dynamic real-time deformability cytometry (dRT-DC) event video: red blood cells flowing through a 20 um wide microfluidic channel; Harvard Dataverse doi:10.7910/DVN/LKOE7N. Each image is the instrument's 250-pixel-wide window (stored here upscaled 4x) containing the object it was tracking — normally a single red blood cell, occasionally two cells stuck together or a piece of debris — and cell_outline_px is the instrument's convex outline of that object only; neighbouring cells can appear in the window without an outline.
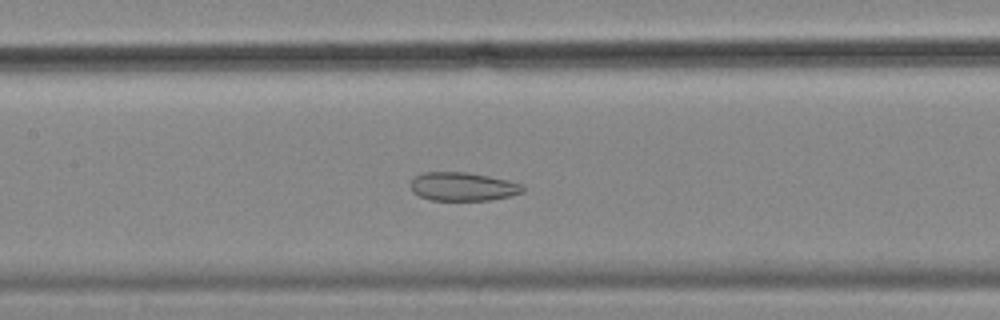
{"species": "common noctule bat (a hibernating species)", "species_latin": "Nyctalus noctula", "temperature_condition": "cold", "stored_images_in_passage": 37, "camera_frame_rate_fps": 3000, "um_per_image_px": 0.085, "animal": {"sex": "female", "body_mass_g": 18.4}, "frame": {"image": 1, "passage_image": 19, "time_ms": 6.0, "image_size_px": [1000, 320], "cell_outline_px": [[524, 192], [512, 196], [488, 200], [432, 200], [420, 196], [412, 192], [412, 180], [416, 176], [424, 172], [464, 172], [488, 176], [508, 180], [520, 184], [524, 188]], "centroid_in_image_um": [39.36, 15.86], "position_along_channel_um": 168.0, "area_um2": 18.5}}
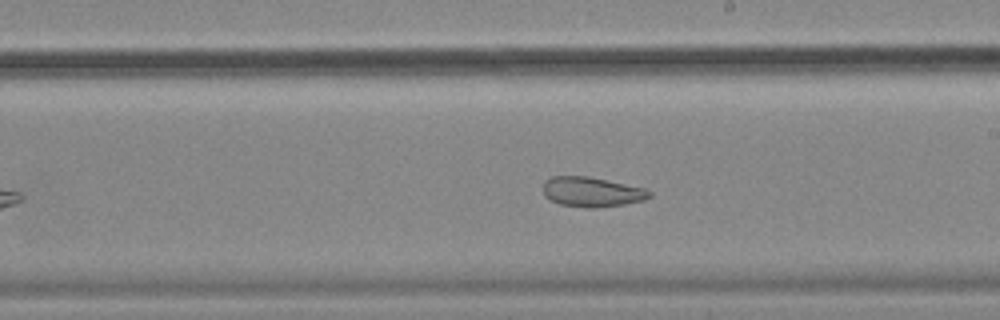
{"frame": {"image": 2, "passage_image": 25, "time_ms": 8.0, "image_size_px": [1000, 320], "cell_outline_px": [[652, 196], [644, 200], [624, 204], [596, 208], [588, 208], [560, 204], [544, 196], [544, 180], [552, 176], [588, 176], [644, 188], [652, 192]], "centroid_in_image_um": [50.31, 16.31], "position_along_channel_um": 238.7, "area_um2": 18.44}}
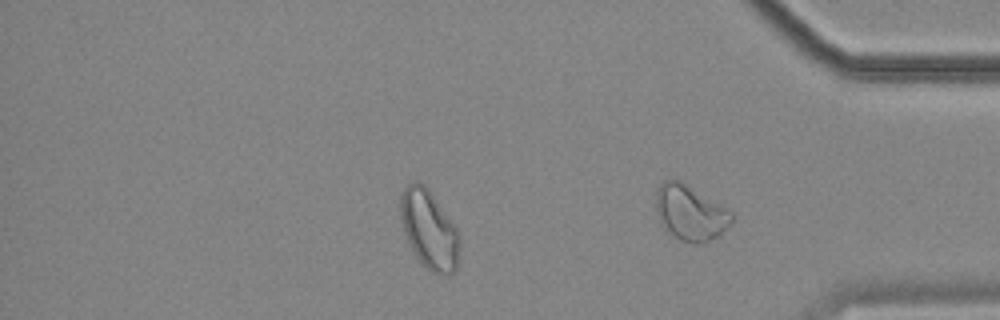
{"frame": {"image": 3, "passage_image": 37, "time_ms": 12.0, "image_size_px": [1000, 320], "cell_outline_px": [[732, 224], [716, 236], [708, 240], [692, 244], [680, 240], [672, 236], [660, 224], [656, 212], [656, 188], [664, 180], [680, 180], [728, 208], [732, 212]], "centroid_in_image_um": [58.65, 18.07], "position_along_channel_um": 376.6, "area_um2": 24.51}, "authors_computed_cell_mechanics": {"area_um2": 20.8658, "velocity_mm_per_s": 3.5466, "shape_relaxation_time_tau1_ms": null, "shape_relaxation_time_tau2_ms": 2.2048, "deformation_change_tau1": null, "deformation_change_tau2": 0.0792}}